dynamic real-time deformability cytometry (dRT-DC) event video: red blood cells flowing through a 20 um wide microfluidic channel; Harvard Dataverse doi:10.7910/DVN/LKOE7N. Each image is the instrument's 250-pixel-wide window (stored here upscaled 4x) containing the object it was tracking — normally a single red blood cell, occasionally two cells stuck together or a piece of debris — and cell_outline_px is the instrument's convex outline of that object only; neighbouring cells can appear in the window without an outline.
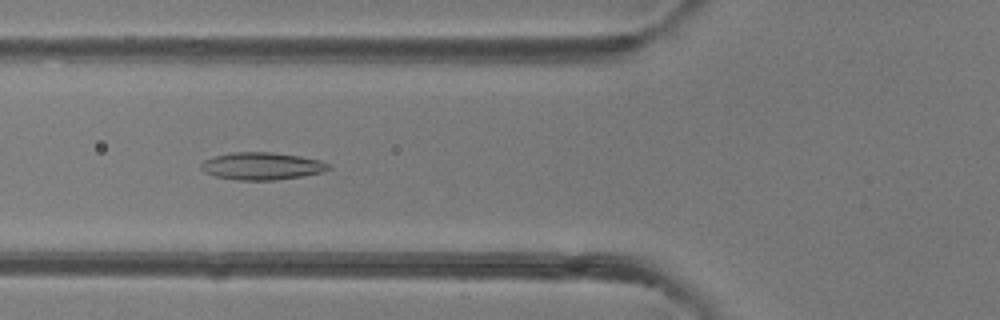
{"species": "common noctule bat (a hibernating species)", "species_latin": "Nyctalus noctula", "temperature_condition": "room temperature", "stored_images_in_passage": 50, "camera_frame_rate_fps": 3000, "um_per_image_px": 0.085, "animal": {"sex": "female"}, "frame": {"image": 1, "passage_image": 19, "time_ms": 6.0, "image_size_px": [1000, 320], "cell_outline_px": [[332, 168], [324, 172], [276, 180], [236, 180], [216, 176], [204, 172], [200, 168], [200, 164], [204, 160], [216, 156], [232, 152], [272, 152], [300, 156], [320, 160], [328, 164]], "centroid_in_image_um": [22.26, 14.11], "position_along_channel_um": 103.5, "area_um2": 20.35}}
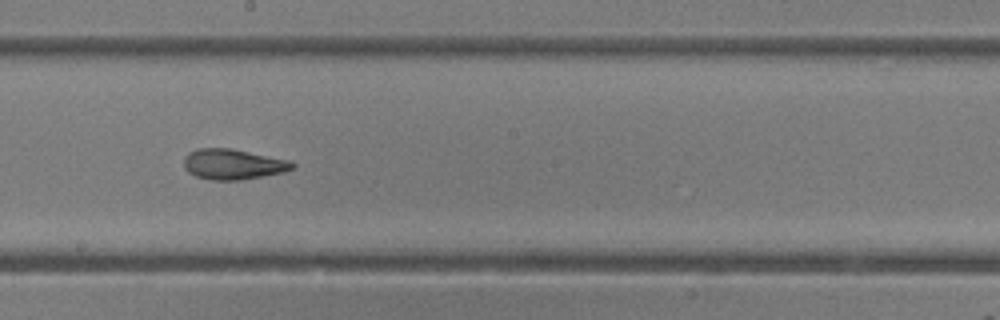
{"frame": {"image": 2, "passage_image": 28, "time_ms": 9.0, "image_size_px": [1000, 320], "cell_outline_px": [[296, 168], [284, 172], [240, 180], [212, 180], [196, 176], [188, 172], [184, 168], [184, 156], [188, 152], [196, 148], [232, 148], [292, 160], [296, 164]], "centroid_in_image_um": [19.84, 13.95], "position_along_channel_um": 228.4, "area_um2": 19.59}}
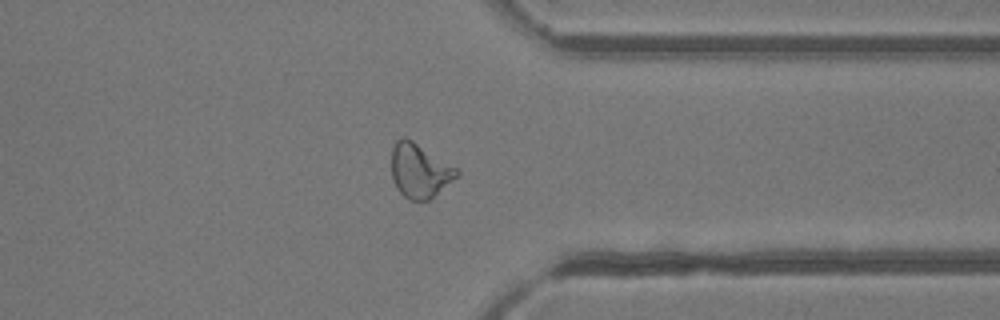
{"frame": {"image": 3, "passage_image": 39, "time_ms": 12.667, "image_size_px": [1000, 320], "cell_outline_px": [[460, 172], [452, 180], [428, 200], [408, 200], [400, 192], [392, 180], [392, 148], [396, 140], [400, 136], [404, 136], [412, 140], [456, 168]], "centroid_in_image_um": [35.61, 14.49], "position_along_channel_um": 375.8, "area_um2": 20.17}, "authors_computed_cell_mechanics": {"area_um2": 20.9525, "velocity_mm_per_s": 4.1455, "shape_relaxation_time_tau1_ms": null, "shape_relaxation_time_tau2_ms": 2.3655, "deformation_change_tau1": null, "deformation_change_tau2": 0.0992}}